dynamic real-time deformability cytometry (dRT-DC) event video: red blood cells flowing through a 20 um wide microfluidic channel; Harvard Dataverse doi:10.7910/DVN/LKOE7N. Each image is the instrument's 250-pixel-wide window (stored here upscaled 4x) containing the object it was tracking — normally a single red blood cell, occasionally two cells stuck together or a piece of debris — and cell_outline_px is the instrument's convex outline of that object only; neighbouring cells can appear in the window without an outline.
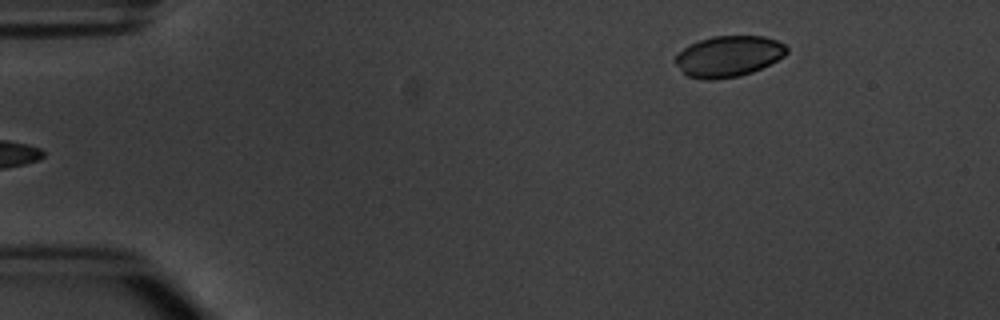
{"species": "common noctule bat (a hibernating species)", "species_latin": "Nyctalus noctula", "temperature_condition": "warm", "stored_images_in_passage": 5, "camera_frame_rate_fps": 3000, "um_per_image_px": 0.085, "animal": {"sex": "male", "body_mass_g": 20.1, "forearm_length_mm": 53.5}, "frame": {"image": 1, "passage_image": 5, "time_ms": 4.667, "image_size_px": [1000, 320], "cell_outline_px": [[788, 52], [784, 56], [752, 72], [740, 76], [712, 80], [704, 80], [688, 76], [676, 64], [676, 56], [688, 44], [712, 36], [764, 36], [776, 40], [784, 44], [788, 48]], "centroid_in_image_um": [61.93, 4.78], "position_along_channel_um": 23.1, "area_um2": 26.41}}